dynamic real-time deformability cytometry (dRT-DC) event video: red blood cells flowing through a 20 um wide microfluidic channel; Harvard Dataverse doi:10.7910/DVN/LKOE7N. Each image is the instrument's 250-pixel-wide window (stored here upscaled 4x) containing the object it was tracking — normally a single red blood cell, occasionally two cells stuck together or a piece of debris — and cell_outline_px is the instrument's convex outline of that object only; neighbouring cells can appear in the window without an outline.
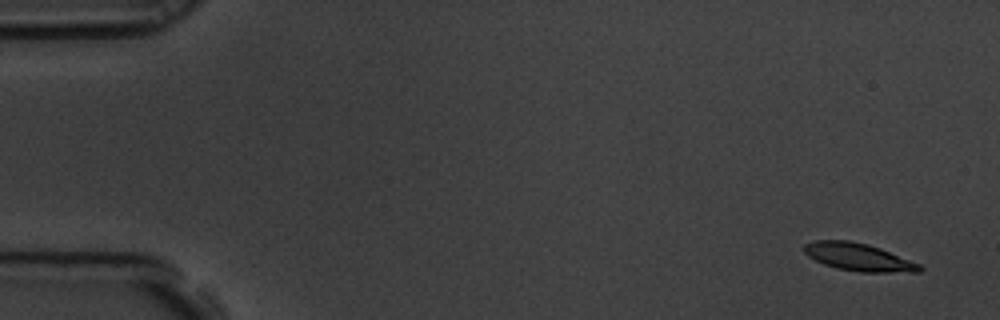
{"species": "common noctule bat (a hibernating species)", "species_latin": "Nyctalus noctula", "temperature_condition": "room temperature", "stored_images_in_passage": 15, "camera_frame_rate_fps": 3000, "um_per_image_px": 0.085, "animal": {"sex": "male", "body_mass_g": 19.5, "forearm_length_mm": 54.6}, "frame": {"image": 1, "passage_image": 1, "time_ms": 0.0, "image_size_px": [1000, 320], "cell_outline_px": [[924, 268], [920, 272], [860, 272], [836, 268], [824, 264], [808, 256], [804, 252], [804, 244], [812, 240], [848, 240], [868, 244], [880, 248], [920, 264]], "centroid_in_image_um": [72.96, 21.85], "position_along_channel_um": 12.0, "area_um2": 18.61}}
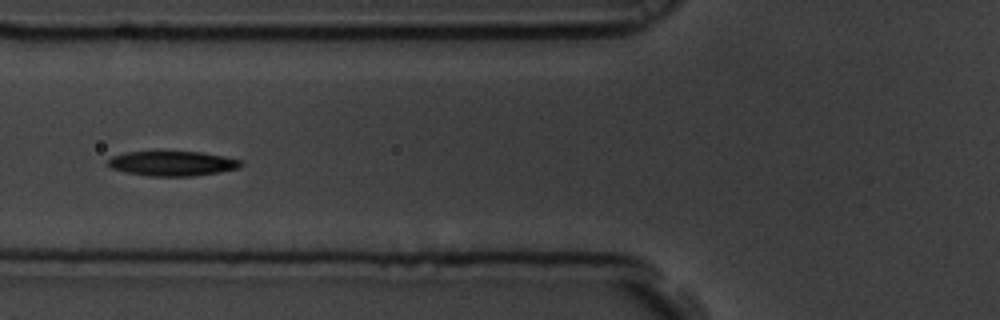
{"frame": {"image": 2, "passage_image": 6, "time_ms": 1.667, "image_size_px": [1000, 320], "cell_outline_px": [[244, 164], [240, 168], [220, 172], [192, 176], [148, 176], [124, 172], [112, 168], [108, 164], [108, 160], [112, 156], [124, 152], [200, 152], [224, 156], [240, 160]], "centroid_in_image_um": [14.67, 13.9], "position_along_channel_um": 111.1, "area_um2": 19.19}}
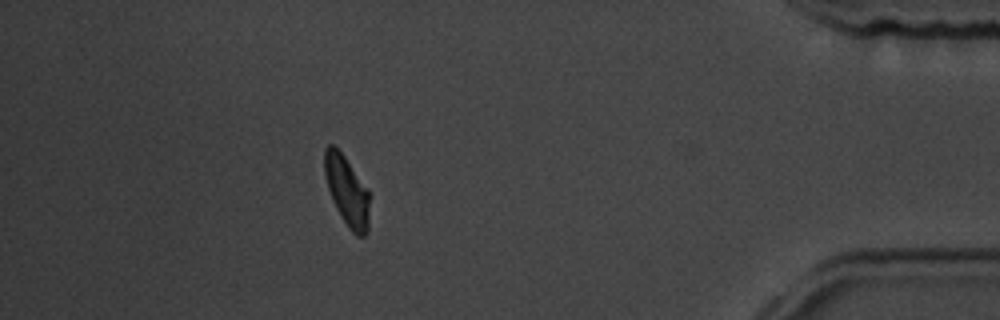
{"frame": {"image": 3, "passage_image": 14, "time_ms": 4.333, "image_size_px": [1000, 320], "cell_outline_px": [[368, 232], [364, 236], [356, 236], [348, 228], [336, 208], [332, 200], [324, 176], [324, 148], [328, 144], [332, 144], [344, 156], [368, 188]], "centroid_in_image_um": [29.47, 16.23], "position_along_channel_um": 405.7, "area_um2": 18.26}}